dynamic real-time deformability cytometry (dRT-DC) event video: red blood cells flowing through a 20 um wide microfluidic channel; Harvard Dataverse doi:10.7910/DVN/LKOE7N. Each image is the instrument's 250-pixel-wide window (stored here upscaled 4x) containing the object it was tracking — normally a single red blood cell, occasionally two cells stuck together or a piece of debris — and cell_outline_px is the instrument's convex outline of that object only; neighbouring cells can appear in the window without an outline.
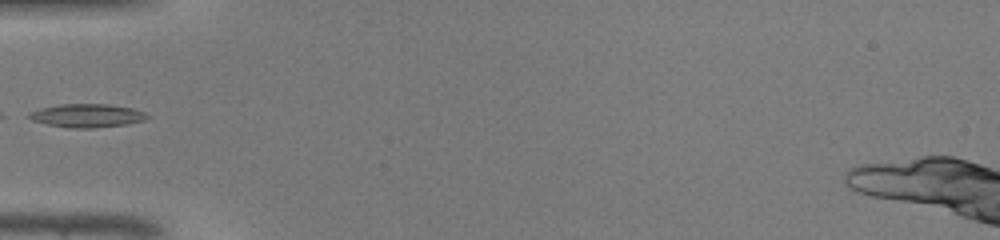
{"species": "common noctule bat (a hibernating species)", "species_latin": "Nyctalus noctula", "temperature_condition": "warm", "stored_images_in_passage": 30, "camera_frame_rate_fps": 3000, "um_per_image_px": 0.085, "animal": {"sex": "male", "body_mass_g": 19.0, "forearm_length_mm": 50.8}, "frame": {"image": 1, "passage_image": 1, "time_ms": 0.0, "image_size_px": [1000, 240], "cell_outline_px": [[148, 116], [144, 120], [128, 124], [92, 128], [68, 128], [48, 124], [32, 120], [28, 116], [28, 112], [40, 108], [60, 104], [108, 104], [132, 108], [144, 112]], "centroid_in_image_um": [7.37, 9.82], "position_along_channel_um": 77.6, "area_um2": 16.07}}
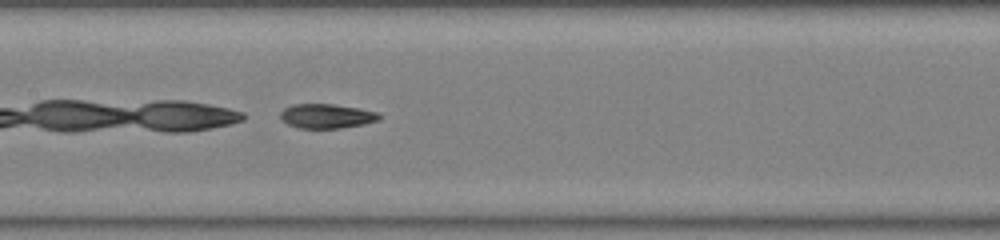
{"frame": {"image": 2, "passage_image": 8, "time_ms": 2.333, "image_size_px": [1000, 240], "cell_outline_px": [[380, 120], [364, 124], [340, 128], [300, 128], [288, 124], [280, 120], [280, 112], [284, 108], [292, 104], [332, 104], [360, 108], [376, 112], [380, 116]], "centroid_in_image_um": [27.74, 9.86], "position_along_channel_um": 179.7, "area_um2": 14.1}}
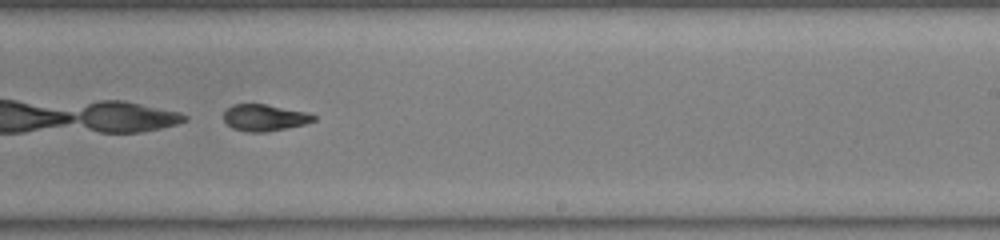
{"frame": {"image": 3, "passage_image": 14, "time_ms": 4.333, "image_size_px": [1000, 240], "cell_outline_px": [[316, 120], [304, 124], [268, 132], [248, 132], [232, 128], [224, 120], [224, 112], [232, 104], [264, 104], [308, 112], [316, 116]], "centroid_in_image_um": [22.49, 10.0], "position_along_channel_um": 266.5, "area_um2": 13.93}}